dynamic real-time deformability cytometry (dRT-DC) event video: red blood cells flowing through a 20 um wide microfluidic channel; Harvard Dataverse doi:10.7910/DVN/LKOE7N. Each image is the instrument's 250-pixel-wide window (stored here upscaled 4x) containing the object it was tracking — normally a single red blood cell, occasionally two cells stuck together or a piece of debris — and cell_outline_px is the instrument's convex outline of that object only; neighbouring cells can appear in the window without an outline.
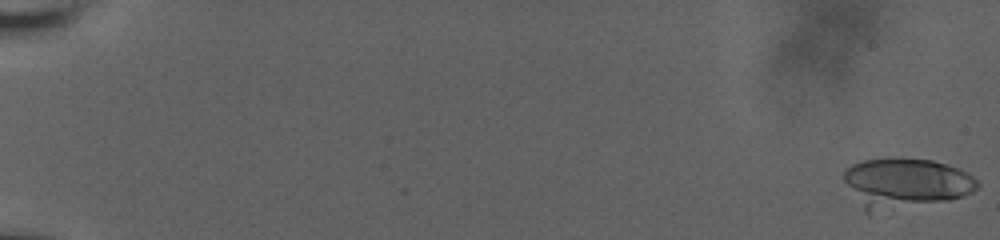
{"species": "human", "species_latin": "Homo sapiens", "temperature_condition": "room temperature", "stored_images_in_passage": 53, "camera_frame_rate_fps": 3000, "um_per_image_px": 0.085, "donor": {"sex": "male"}, "frame": {"image": 1, "passage_image": 1, "time_ms": 0.0, "image_size_px": [1000, 240], "cell_outline_px": [[980, 188], [972, 192], [948, 200], [868, 216], [844, 180], [844, 168], [852, 164], [864, 160], [932, 160], [948, 164], [960, 168], [968, 172], [980, 184]], "centroid_in_image_um": [76.98, 15.62], "position_along_channel_um": 8.0, "area_um2": 38.9}}
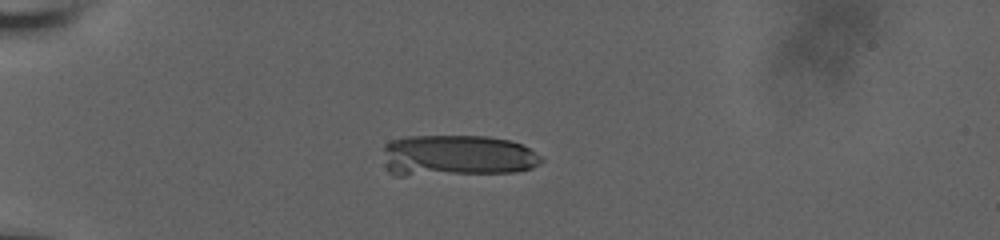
{"frame": {"image": 2, "passage_image": 19, "time_ms": 6.0, "image_size_px": [1000, 240], "cell_outline_px": [[544, 160], [540, 164], [532, 168], [516, 172], [404, 176], [396, 176], [388, 172], [384, 148], [384, 144], [392, 140], [404, 136], [488, 136], [508, 140], [520, 144], [544, 156]], "centroid_in_image_um": [38.86, 13.24], "position_along_channel_um": 46.1, "area_um2": 38.61}}
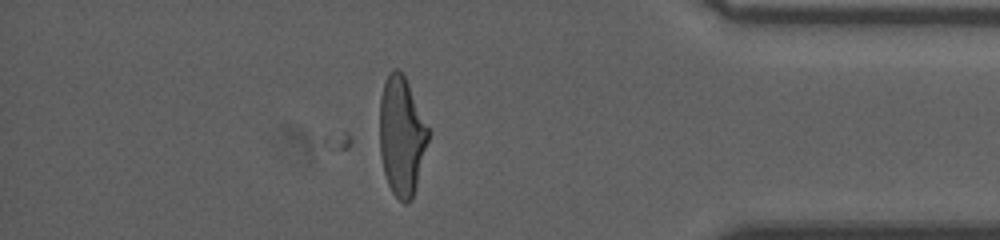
{"frame": {"image": 3, "passage_image": 53, "time_ms": 17.333, "image_size_px": [1000, 240], "cell_outline_px": [[432, 132], [416, 188], [412, 200], [408, 204], [404, 204], [392, 192], [388, 184], [384, 172], [380, 156], [380, 96], [388, 72], [392, 68], [396, 68], [404, 76]], "centroid_in_image_um": [34.17, 11.59], "position_along_channel_um": 401.0, "area_um2": 34.28}}